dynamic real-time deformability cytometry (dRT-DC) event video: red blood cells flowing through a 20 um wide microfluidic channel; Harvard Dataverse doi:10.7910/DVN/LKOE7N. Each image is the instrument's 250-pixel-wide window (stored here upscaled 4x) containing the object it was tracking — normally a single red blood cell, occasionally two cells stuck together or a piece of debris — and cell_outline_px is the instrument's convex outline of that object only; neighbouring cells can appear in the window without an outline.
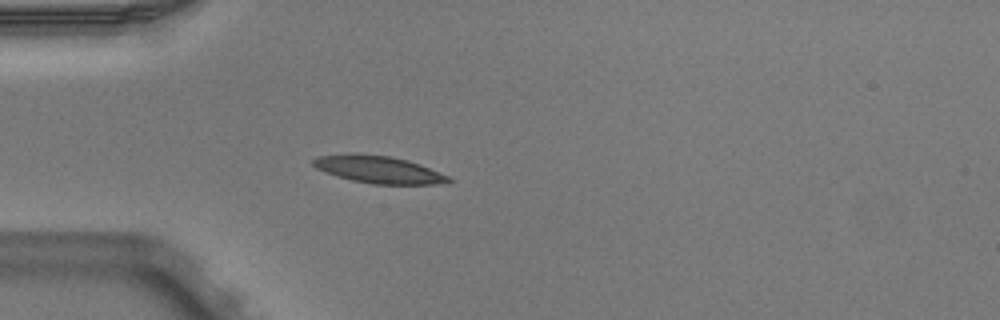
{"species": "Egyptian fruit bat (a non-hibernating species)", "species_latin": "Rousettus aegyptiacus", "temperature_condition": "warm", "stored_images_in_passage": 3, "camera_frame_rate_fps": 3000, "um_per_image_px": 0.085, "animal": {"sex": "male"}, "frame": {"image": 1, "passage_image": 3, "time_ms": 0.667, "image_size_px": [1000, 320], "cell_outline_px": [[452, 180], [448, 184], [372, 184], [352, 180], [336, 176], [324, 172], [316, 168], [312, 164], [312, 160], [320, 156], [388, 156], [420, 164], [448, 176]], "centroid_in_image_um": [32.25, 14.47], "position_along_channel_um": 52.7, "area_um2": 20.58}}